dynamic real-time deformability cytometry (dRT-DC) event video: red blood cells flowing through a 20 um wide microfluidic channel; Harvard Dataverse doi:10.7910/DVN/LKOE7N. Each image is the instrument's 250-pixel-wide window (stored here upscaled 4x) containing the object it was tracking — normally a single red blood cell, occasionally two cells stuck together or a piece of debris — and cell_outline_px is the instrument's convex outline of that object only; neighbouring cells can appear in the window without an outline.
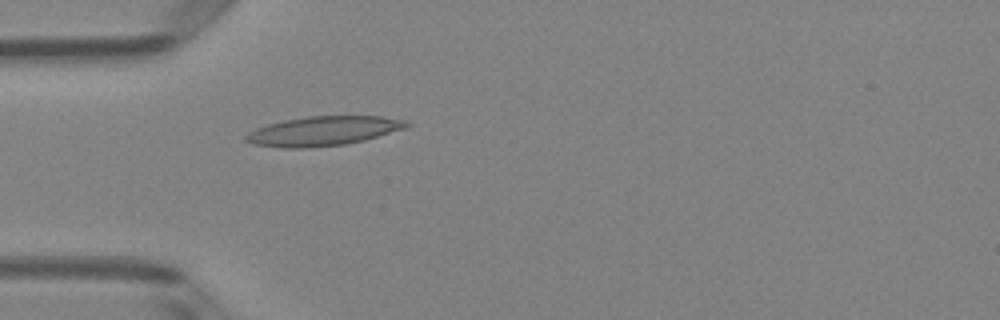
{"species": "Egyptian fruit bat (a non-hibernating species)", "species_latin": "Rousettus aegyptiacus", "temperature_condition": "room temperature", "stored_images_in_passage": 5, "camera_frame_rate_fps": 3000, "um_per_image_px": 0.085, "animal": {"sex": "female"}, "frame": {"image": 1, "passage_image": 5, "time_ms": 1.333, "image_size_px": [1000, 320], "cell_outline_px": [[412, 124], [404, 128], [364, 140], [344, 144], [308, 148], [284, 148], [252, 144], [244, 140], [244, 136], [248, 132], [256, 128], [268, 124], [284, 120], [308, 116], [380, 116], [404, 120]], "centroid_in_image_um": [27.42, 11.14], "position_along_channel_um": 57.6, "area_um2": 27.4}}